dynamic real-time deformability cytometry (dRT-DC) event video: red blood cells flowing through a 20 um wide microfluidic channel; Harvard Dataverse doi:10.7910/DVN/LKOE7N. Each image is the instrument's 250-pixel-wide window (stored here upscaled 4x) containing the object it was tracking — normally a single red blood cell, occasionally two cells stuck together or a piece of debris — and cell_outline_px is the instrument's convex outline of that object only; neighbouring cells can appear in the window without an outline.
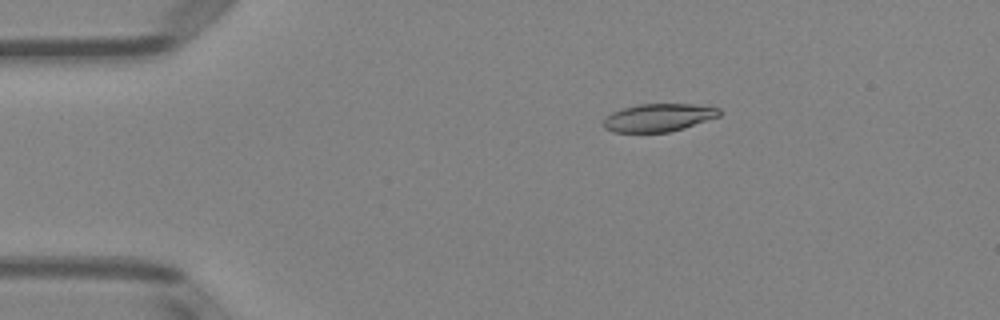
{"species": "Egyptian fruit bat (a non-hibernating species)", "species_latin": "Rousettus aegyptiacus", "temperature_condition": "room temperature", "stored_images_in_passage": 45, "camera_frame_rate_fps": 3000, "um_per_image_px": 0.085, "animal": {"sex": "female"}, "frame": {"image": 1, "passage_image": 3, "time_ms": 0.667, "image_size_px": [1000, 320], "cell_outline_px": [[720, 116], [684, 128], [668, 132], [612, 132], [604, 128], [604, 120], [612, 112], [624, 108], [640, 104], [692, 104], [720, 108]], "centroid_in_image_um": [55.99, 10.0], "position_along_channel_um": 29.0, "area_um2": 18.67}}
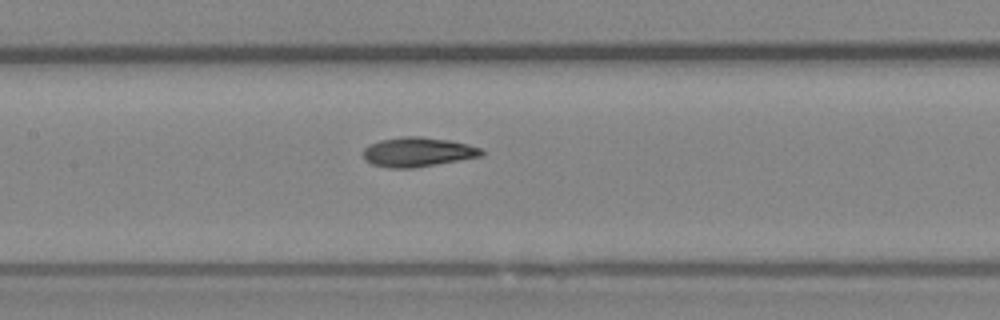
{"frame": {"image": 2, "passage_image": 18, "time_ms": 5.667, "image_size_px": [1000, 320], "cell_outline_px": [[484, 156], [412, 168], [388, 168], [372, 164], [364, 160], [364, 148], [368, 144], [380, 140], [404, 136], [420, 136], [448, 140], [468, 144], [480, 148], [484, 152]], "centroid_in_image_um": [35.5, 12.92], "position_along_channel_um": 171.9, "area_um2": 20.35}}
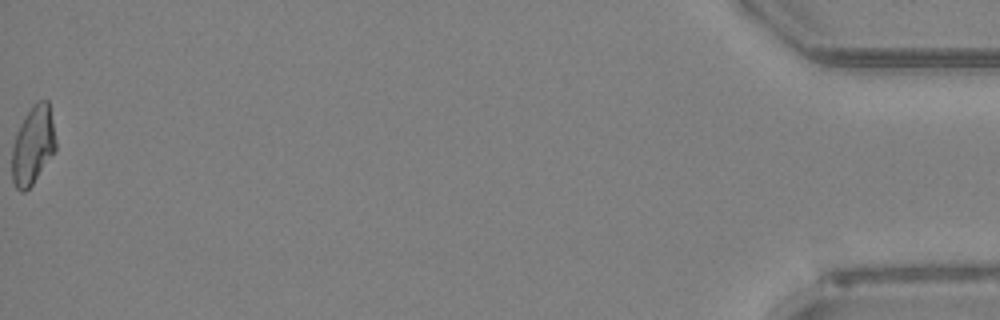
{"frame": {"image": 3, "passage_image": 45, "time_ms": 14.667, "image_size_px": [1000, 320], "cell_outline_px": [[56, 152], [32, 184], [24, 192], [20, 192], [16, 188], [12, 180], [12, 148], [16, 132], [20, 124], [32, 104], [40, 100], [48, 100], [56, 140]], "centroid_in_image_um": [2.8, 12.36], "position_along_channel_um": 432.4, "area_um2": 20.11}, "authors_computed_cell_mechanics": {"area_um2": 19.8254, "velocity_mm_per_s": 4.003, "shape_relaxation_time_tau1_ms": null, "shape_relaxation_time_tau2_ms": 2.1379, "deformation_change_tau1": null, "deformation_change_tau2": 0.0839}}